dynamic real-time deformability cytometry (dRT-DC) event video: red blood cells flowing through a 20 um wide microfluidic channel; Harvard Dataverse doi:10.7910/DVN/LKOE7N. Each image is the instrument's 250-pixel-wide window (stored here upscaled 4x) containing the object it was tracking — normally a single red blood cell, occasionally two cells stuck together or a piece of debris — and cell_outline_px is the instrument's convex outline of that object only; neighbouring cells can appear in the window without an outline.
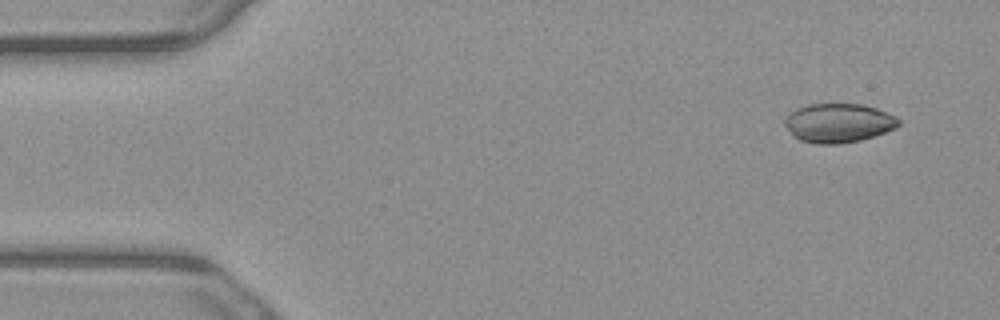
{"species": "common noctule bat (a hibernating species)", "species_latin": "Nyctalus noctula", "temperature_condition": "warm", "stored_images_in_passage": 4, "camera_frame_rate_fps": 3000, "um_per_image_px": 0.085, "animal": {"sex": "male", "body_mass_g": 23.1, "forearm_length_mm": 52.7}, "frame": {"image": 1, "passage_image": 1, "time_ms": 0.0, "image_size_px": [1000, 320], "cell_outline_px": [[900, 124], [896, 128], [860, 140], [840, 144], [816, 144], [800, 140], [792, 136], [784, 124], [784, 120], [788, 112], [796, 108], [808, 104], [860, 104], [876, 108], [896, 116], [900, 120]], "centroid_in_image_um": [71.23, 10.45], "position_along_channel_um": 13.8, "area_um2": 26.07}}